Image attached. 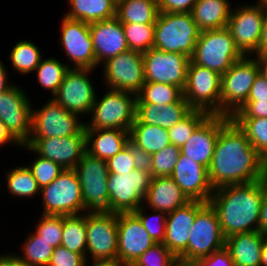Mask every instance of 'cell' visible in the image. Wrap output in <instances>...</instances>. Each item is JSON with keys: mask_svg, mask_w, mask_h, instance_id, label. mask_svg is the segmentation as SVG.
<instances>
[{"mask_svg": "<svg viewBox=\"0 0 267 266\" xmlns=\"http://www.w3.org/2000/svg\"><path fill=\"white\" fill-rule=\"evenodd\" d=\"M266 190L267 178L223 186L213 191L209 203L217 213L225 238L258 231L261 201Z\"/></svg>", "mask_w": 267, "mask_h": 266, "instance_id": "2", "label": "cell"}, {"mask_svg": "<svg viewBox=\"0 0 267 266\" xmlns=\"http://www.w3.org/2000/svg\"><path fill=\"white\" fill-rule=\"evenodd\" d=\"M267 53V3H264V17L259 44V54Z\"/></svg>", "mask_w": 267, "mask_h": 266, "instance_id": "57", "label": "cell"}, {"mask_svg": "<svg viewBox=\"0 0 267 266\" xmlns=\"http://www.w3.org/2000/svg\"><path fill=\"white\" fill-rule=\"evenodd\" d=\"M86 259L62 245L54 248L47 266H85Z\"/></svg>", "mask_w": 267, "mask_h": 266, "instance_id": "48", "label": "cell"}, {"mask_svg": "<svg viewBox=\"0 0 267 266\" xmlns=\"http://www.w3.org/2000/svg\"><path fill=\"white\" fill-rule=\"evenodd\" d=\"M260 266H267V238L263 240V245L261 248V261Z\"/></svg>", "mask_w": 267, "mask_h": 266, "instance_id": "61", "label": "cell"}, {"mask_svg": "<svg viewBox=\"0 0 267 266\" xmlns=\"http://www.w3.org/2000/svg\"><path fill=\"white\" fill-rule=\"evenodd\" d=\"M141 205L136 211L133 213L140 219L142 225L149 233L150 237L156 243H163L166 236V216L167 214L162 211L154 210L155 214L150 216H146L145 209ZM155 219V220H154ZM155 222V223H154ZM154 223V224H153Z\"/></svg>", "mask_w": 267, "mask_h": 266, "instance_id": "47", "label": "cell"}, {"mask_svg": "<svg viewBox=\"0 0 267 266\" xmlns=\"http://www.w3.org/2000/svg\"><path fill=\"white\" fill-rule=\"evenodd\" d=\"M41 157L52 160L64 169H74L86 152V135L63 138H29L21 145Z\"/></svg>", "mask_w": 267, "mask_h": 266, "instance_id": "20", "label": "cell"}, {"mask_svg": "<svg viewBox=\"0 0 267 266\" xmlns=\"http://www.w3.org/2000/svg\"><path fill=\"white\" fill-rule=\"evenodd\" d=\"M117 233V262L123 266H131L156 243L133 212L117 213Z\"/></svg>", "mask_w": 267, "mask_h": 266, "instance_id": "21", "label": "cell"}, {"mask_svg": "<svg viewBox=\"0 0 267 266\" xmlns=\"http://www.w3.org/2000/svg\"><path fill=\"white\" fill-rule=\"evenodd\" d=\"M9 55L13 68L22 75L34 72L42 59L39 48L26 40L17 42Z\"/></svg>", "mask_w": 267, "mask_h": 266, "instance_id": "37", "label": "cell"}, {"mask_svg": "<svg viewBox=\"0 0 267 266\" xmlns=\"http://www.w3.org/2000/svg\"><path fill=\"white\" fill-rule=\"evenodd\" d=\"M109 173H129L135 169L134 159L130 149L126 146L115 156L106 160Z\"/></svg>", "mask_w": 267, "mask_h": 266, "instance_id": "49", "label": "cell"}, {"mask_svg": "<svg viewBox=\"0 0 267 266\" xmlns=\"http://www.w3.org/2000/svg\"><path fill=\"white\" fill-rule=\"evenodd\" d=\"M73 170L80 182L84 212H109V171L106 160L85 152Z\"/></svg>", "mask_w": 267, "mask_h": 266, "instance_id": "8", "label": "cell"}, {"mask_svg": "<svg viewBox=\"0 0 267 266\" xmlns=\"http://www.w3.org/2000/svg\"><path fill=\"white\" fill-rule=\"evenodd\" d=\"M126 146L130 149L134 159L135 168L152 175V156L137 147L131 141H129Z\"/></svg>", "mask_w": 267, "mask_h": 266, "instance_id": "53", "label": "cell"}, {"mask_svg": "<svg viewBox=\"0 0 267 266\" xmlns=\"http://www.w3.org/2000/svg\"><path fill=\"white\" fill-rule=\"evenodd\" d=\"M256 60L259 65V73L267 79V53L256 54Z\"/></svg>", "mask_w": 267, "mask_h": 266, "instance_id": "60", "label": "cell"}, {"mask_svg": "<svg viewBox=\"0 0 267 266\" xmlns=\"http://www.w3.org/2000/svg\"><path fill=\"white\" fill-rule=\"evenodd\" d=\"M144 200L152 211L158 210L166 214L190 201L170 176L152 177Z\"/></svg>", "mask_w": 267, "mask_h": 266, "instance_id": "26", "label": "cell"}, {"mask_svg": "<svg viewBox=\"0 0 267 266\" xmlns=\"http://www.w3.org/2000/svg\"><path fill=\"white\" fill-rule=\"evenodd\" d=\"M70 68L68 63L64 64L56 58L41 59L40 64L35 69L37 82H39L45 90H51L54 95L59 89L65 73Z\"/></svg>", "mask_w": 267, "mask_h": 266, "instance_id": "39", "label": "cell"}, {"mask_svg": "<svg viewBox=\"0 0 267 266\" xmlns=\"http://www.w3.org/2000/svg\"><path fill=\"white\" fill-rule=\"evenodd\" d=\"M79 115L69 112L52 98L42 108L32 110L30 138H63L71 135H86L85 122Z\"/></svg>", "mask_w": 267, "mask_h": 266, "instance_id": "13", "label": "cell"}, {"mask_svg": "<svg viewBox=\"0 0 267 266\" xmlns=\"http://www.w3.org/2000/svg\"><path fill=\"white\" fill-rule=\"evenodd\" d=\"M200 31L191 13L159 11L153 47L164 52L183 53L191 58Z\"/></svg>", "mask_w": 267, "mask_h": 266, "instance_id": "3", "label": "cell"}, {"mask_svg": "<svg viewBox=\"0 0 267 266\" xmlns=\"http://www.w3.org/2000/svg\"><path fill=\"white\" fill-rule=\"evenodd\" d=\"M103 63V80L109 89L137 94L146 82L141 52L128 50Z\"/></svg>", "mask_w": 267, "mask_h": 266, "instance_id": "15", "label": "cell"}, {"mask_svg": "<svg viewBox=\"0 0 267 266\" xmlns=\"http://www.w3.org/2000/svg\"><path fill=\"white\" fill-rule=\"evenodd\" d=\"M266 236L259 231L237 233L225 239L234 266H260L261 248Z\"/></svg>", "mask_w": 267, "mask_h": 266, "instance_id": "28", "label": "cell"}, {"mask_svg": "<svg viewBox=\"0 0 267 266\" xmlns=\"http://www.w3.org/2000/svg\"><path fill=\"white\" fill-rule=\"evenodd\" d=\"M22 249V253H24V255L19 257L28 265L47 266L54 247L51 243L46 242L34 232L26 238Z\"/></svg>", "mask_w": 267, "mask_h": 266, "instance_id": "41", "label": "cell"}, {"mask_svg": "<svg viewBox=\"0 0 267 266\" xmlns=\"http://www.w3.org/2000/svg\"><path fill=\"white\" fill-rule=\"evenodd\" d=\"M243 56L221 75L220 115L232 117L247 101L259 65L253 56Z\"/></svg>", "mask_w": 267, "mask_h": 266, "instance_id": "7", "label": "cell"}, {"mask_svg": "<svg viewBox=\"0 0 267 266\" xmlns=\"http://www.w3.org/2000/svg\"><path fill=\"white\" fill-rule=\"evenodd\" d=\"M86 239V261L117 262V213L86 212Z\"/></svg>", "mask_w": 267, "mask_h": 266, "instance_id": "11", "label": "cell"}, {"mask_svg": "<svg viewBox=\"0 0 267 266\" xmlns=\"http://www.w3.org/2000/svg\"><path fill=\"white\" fill-rule=\"evenodd\" d=\"M209 115L210 114L206 111L192 109L182 120L168 129L171 144L181 148L193 134L195 129Z\"/></svg>", "mask_w": 267, "mask_h": 266, "instance_id": "42", "label": "cell"}, {"mask_svg": "<svg viewBox=\"0 0 267 266\" xmlns=\"http://www.w3.org/2000/svg\"><path fill=\"white\" fill-rule=\"evenodd\" d=\"M27 167L32 172L40 188L49 185L64 171V168L60 165L40 155Z\"/></svg>", "mask_w": 267, "mask_h": 266, "instance_id": "46", "label": "cell"}, {"mask_svg": "<svg viewBox=\"0 0 267 266\" xmlns=\"http://www.w3.org/2000/svg\"><path fill=\"white\" fill-rule=\"evenodd\" d=\"M221 75L216 71L194 64H188L183 97L192 109L220 115Z\"/></svg>", "mask_w": 267, "mask_h": 266, "instance_id": "10", "label": "cell"}, {"mask_svg": "<svg viewBox=\"0 0 267 266\" xmlns=\"http://www.w3.org/2000/svg\"><path fill=\"white\" fill-rule=\"evenodd\" d=\"M86 152L99 159L107 160L130 141L129 131L119 129L85 130Z\"/></svg>", "mask_w": 267, "mask_h": 266, "instance_id": "29", "label": "cell"}, {"mask_svg": "<svg viewBox=\"0 0 267 266\" xmlns=\"http://www.w3.org/2000/svg\"><path fill=\"white\" fill-rule=\"evenodd\" d=\"M6 174L7 188L14 197H32L40 194L41 188L27 166H19Z\"/></svg>", "mask_w": 267, "mask_h": 266, "instance_id": "38", "label": "cell"}, {"mask_svg": "<svg viewBox=\"0 0 267 266\" xmlns=\"http://www.w3.org/2000/svg\"><path fill=\"white\" fill-rule=\"evenodd\" d=\"M90 123L85 130L119 129L130 131L136 118V94L107 89L102 99H95L91 108Z\"/></svg>", "mask_w": 267, "mask_h": 266, "instance_id": "4", "label": "cell"}, {"mask_svg": "<svg viewBox=\"0 0 267 266\" xmlns=\"http://www.w3.org/2000/svg\"><path fill=\"white\" fill-rule=\"evenodd\" d=\"M87 263L89 264V262L86 261L85 266H88ZM90 266H123V265L114 261H93V263Z\"/></svg>", "mask_w": 267, "mask_h": 266, "instance_id": "62", "label": "cell"}, {"mask_svg": "<svg viewBox=\"0 0 267 266\" xmlns=\"http://www.w3.org/2000/svg\"><path fill=\"white\" fill-rule=\"evenodd\" d=\"M205 204L190 200L166 216V236L163 244L178 258L187 248L190 229L196 212Z\"/></svg>", "mask_w": 267, "mask_h": 266, "instance_id": "25", "label": "cell"}, {"mask_svg": "<svg viewBox=\"0 0 267 266\" xmlns=\"http://www.w3.org/2000/svg\"><path fill=\"white\" fill-rule=\"evenodd\" d=\"M267 99V79L260 73L254 79L247 100Z\"/></svg>", "mask_w": 267, "mask_h": 266, "instance_id": "54", "label": "cell"}, {"mask_svg": "<svg viewBox=\"0 0 267 266\" xmlns=\"http://www.w3.org/2000/svg\"><path fill=\"white\" fill-rule=\"evenodd\" d=\"M172 266H193V263L191 262H184V261H181V260H176Z\"/></svg>", "mask_w": 267, "mask_h": 266, "instance_id": "63", "label": "cell"}, {"mask_svg": "<svg viewBox=\"0 0 267 266\" xmlns=\"http://www.w3.org/2000/svg\"><path fill=\"white\" fill-rule=\"evenodd\" d=\"M60 43L66 56L74 64L72 68H96V57L89 24L63 16Z\"/></svg>", "mask_w": 267, "mask_h": 266, "instance_id": "19", "label": "cell"}, {"mask_svg": "<svg viewBox=\"0 0 267 266\" xmlns=\"http://www.w3.org/2000/svg\"><path fill=\"white\" fill-rule=\"evenodd\" d=\"M68 2L71 8L64 16L87 24L116 16L117 0H68Z\"/></svg>", "mask_w": 267, "mask_h": 266, "instance_id": "31", "label": "cell"}, {"mask_svg": "<svg viewBox=\"0 0 267 266\" xmlns=\"http://www.w3.org/2000/svg\"><path fill=\"white\" fill-rule=\"evenodd\" d=\"M151 180V174L136 168L129 173H109V212L129 213L136 211L141 205L144 206V197Z\"/></svg>", "mask_w": 267, "mask_h": 266, "instance_id": "9", "label": "cell"}, {"mask_svg": "<svg viewBox=\"0 0 267 266\" xmlns=\"http://www.w3.org/2000/svg\"><path fill=\"white\" fill-rule=\"evenodd\" d=\"M40 192L43 214L69 216L84 211L80 182L73 169H64L49 185L42 187Z\"/></svg>", "mask_w": 267, "mask_h": 266, "instance_id": "12", "label": "cell"}, {"mask_svg": "<svg viewBox=\"0 0 267 266\" xmlns=\"http://www.w3.org/2000/svg\"><path fill=\"white\" fill-rule=\"evenodd\" d=\"M232 117H267V99L247 100Z\"/></svg>", "mask_w": 267, "mask_h": 266, "instance_id": "50", "label": "cell"}, {"mask_svg": "<svg viewBox=\"0 0 267 266\" xmlns=\"http://www.w3.org/2000/svg\"><path fill=\"white\" fill-rule=\"evenodd\" d=\"M129 50L145 53L153 47L155 23H122Z\"/></svg>", "mask_w": 267, "mask_h": 266, "instance_id": "40", "label": "cell"}, {"mask_svg": "<svg viewBox=\"0 0 267 266\" xmlns=\"http://www.w3.org/2000/svg\"><path fill=\"white\" fill-rule=\"evenodd\" d=\"M0 266H31L24 262L19 255L8 254L0 255Z\"/></svg>", "mask_w": 267, "mask_h": 266, "instance_id": "56", "label": "cell"}, {"mask_svg": "<svg viewBox=\"0 0 267 266\" xmlns=\"http://www.w3.org/2000/svg\"><path fill=\"white\" fill-rule=\"evenodd\" d=\"M225 239L217 213L207 202L196 212L194 224L190 229L188 246L177 259L191 263L202 260L225 247Z\"/></svg>", "mask_w": 267, "mask_h": 266, "instance_id": "6", "label": "cell"}, {"mask_svg": "<svg viewBox=\"0 0 267 266\" xmlns=\"http://www.w3.org/2000/svg\"><path fill=\"white\" fill-rule=\"evenodd\" d=\"M157 0H117L116 17L121 23H156Z\"/></svg>", "mask_w": 267, "mask_h": 266, "instance_id": "33", "label": "cell"}, {"mask_svg": "<svg viewBox=\"0 0 267 266\" xmlns=\"http://www.w3.org/2000/svg\"><path fill=\"white\" fill-rule=\"evenodd\" d=\"M35 233L55 248L61 245L63 215L42 214Z\"/></svg>", "mask_w": 267, "mask_h": 266, "instance_id": "44", "label": "cell"}, {"mask_svg": "<svg viewBox=\"0 0 267 266\" xmlns=\"http://www.w3.org/2000/svg\"><path fill=\"white\" fill-rule=\"evenodd\" d=\"M7 70L6 67L3 65L2 61L0 60V94L6 92L11 87L14 86V84L8 83V76H7Z\"/></svg>", "mask_w": 267, "mask_h": 266, "instance_id": "59", "label": "cell"}, {"mask_svg": "<svg viewBox=\"0 0 267 266\" xmlns=\"http://www.w3.org/2000/svg\"><path fill=\"white\" fill-rule=\"evenodd\" d=\"M231 9L229 0H197L191 14L203 32L227 27Z\"/></svg>", "mask_w": 267, "mask_h": 266, "instance_id": "30", "label": "cell"}, {"mask_svg": "<svg viewBox=\"0 0 267 266\" xmlns=\"http://www.w3.org/2000/svg\"><path fill=\"white\" fill-rule=\"evenodd\" d=\"M86 244V212L81 215H63L61 245L86 259Z\"/></svg>", "mask_w": 267, "mask_h": 266, "instance_id": "34", "label": "cell"}, {"mask_svg": "<svg viewBox=\"0 0 267 266\" xmlns=\"http://www.w3.org/2000/svg\"><path fill=\"white\" fill-rule=\"evenodd\" d=\"M176 260L177 257L163 243H155L131 266H172Z\"/></svg>", "mask_w": 267, "mask_h": 266, "instance_id": "45", "label": "cell"}, {"mask_svg": "<svg viewBox=\"0 0 267 266\" xmlns=\"http://www.w3.org/2000/svg\"><path fill=\"white\" fill-rule=\"evenodd\" d=\"M14 144L18 145L20 147L21 145L10 135V133L7 131L6 126L4 123L0 120V146L4 144Z\"/></svg>", "mask_w": 267, "mask_h": 266, "instance_id": "58", "label": "cell"}, {"mask_svg": "<svg viewBox=\"0 0 267 266\" xmlns=\"http://www.w3.org/2000/svg\"><path fill=\"white\" fill-rule=\"evenodd\" d=\"M243 56L236 47L230 30L225 27L200 32L190 60L223 75Z\"/></svg>", "mask_w": 267, "mask_h": 266, "instance_id": "5", "label": "cell"}, {"mask_svg": "<svg viewBox=\"0 0 267 266\" xmlns=\"http://www.w3.org/2000/svg\"><path fill=\"white\" fill-rule=\"evenodd\" d=\"M93 69L70 68L64 75L57 92L51 97L69 112L81 115L89 114L96 99L93 83L89 74Z\"/></svg>", "mask_w": 267, "mask_h": 266, "instance_id": "16", "label": "cell"}, {"mask_svg": "<svg viewBox=\"0 0 267 266\" xmlns=\"http://www.w3.org/2000/svg\"><path fill=\"white\" fill-rule=\"evenodd\" d=\"M263 17L264 3L260 1H257L256 5L246 4L241 8H234V11L231 9L227 28L236 47L244 56L259 54Z\"/></svg>", "mask_w": 267, "mask_h": 266, "instance_id": "14", "label": "cell"}, {"mask_svg": "<svg viewBox=\"0 0 267 266\" xmlns=\"http://www.w3.org/2000/svg\"><path fill=\"white\" fill-rule=\"evenodd\" d=\"M191 110L192 108L184 97L178 102L169 103L167 105L136 103V118L141 123L170 129L182 120Z\"/></svg>", "mask_w": 267, "mask_h": 266, "instance_id": "27", "label": "cell"}, {"mask_svg": "<svg viewBox=\"0 0 267 266\" xmlns=\"http://www.w3.org/2000/svg\"><path fill=\"white\" fill-rule=\"evenodd\" d=\"M189 62L190 58L183 53L164 52L152 47L143 53L145 81L174 85L183 90Z\"/></svg>", "mask_w": 267, "mask_h": 266, "instance_id": "18", "label": "cell"}, {"mask_svg": "<svg viewBox=\"0 0 267 266\" xmlns=\"http://www.w3.org/2000/svg\"><path fill=\"white\" fill-rule=\"evenodd\" d=\"M267 162V117H231Z\"/></svg>", "mask_w": 267, "mask_h": 266, "instance_id": "36", "label": "cell"}, {"mask_svg": "<svg viewBox=\"0 0 267 266\" xmlns=\"http://www.w3.org/2000/svg\"><path fill=\"white\" fill-rule=\"evenodd\" d=\"M183 97V90L178 86L158 82H145L136 94V103L167 105L178 102Z\"/></svg>", "mask_w": 267, "mask_h": 266, "instance_id": "35", "label": "cell"}, {"mask_svg": "<svg viewBox=\"0 0 267 266\" xmlns=\"http://www.w3.org/2000/svg\"><path fill=\"white\" fill-rule=\"evenodd\" d=\"M180 153V147L170 144L152 154V177L171 176Z\"/></svg>", "mask_w": 267, "mask_h": 266, "instance_id": "43", "label": "cell"}, {"mask_svg": "<svg viewBox=\"0 0 267 266\" xmlns=\"http://www.w3.org/2000/svg\"><path fill=\"white\" fill-rule=\"evenodd\" d=\"M230 119L224 115H209L180 148L181 153L208 169L220 129Z\"/></svg>", "mask_w": 267, "mask_h": 266, "instance_id": "22", "label": "cell"}, {"mask_svg": "<svg viewBox=\"0 0 267 266\" xmlns=\"http://www.w3.org/2000/svg\"><path fill=\"white\" fill-rule=\"evenodd\" d=\"M170 177L189 200L209 202L214 189L205 166L180 153Z\"/></svg>", "mask_w": 267, "mask_h": 266, "instance_id": "23", "label": "cell"}, {"mask_svg": "<svg viewBox=\"0 0 267 266\" xmlns=\"http://www.w3.org/2000/svg\"><path fill=\"white\" fill-rule=\"evenodd\" d=\"M260 2H263V3H267V0H258Z\"/></svg>", "mask_w": 267, "mask_h": 266, "instance_id": "64", "label": "cell"}, {"mask_svg": "<svg viewBox=\"0 0 267 266\" xmlns=\"http://www.w3.org/2000/svg\"><path fill=\"white\" fill-rule=\"evenodd\" d=\"M161 12L191 13L197 0H157Z\"/></svg>", "mask_w": 267, "mask_h": 266, "instance_id": "52", "label": "cell"}, {"mask_svg": "<svg viewBox=\"0 0 267 266\" xmlns=\"http://www.w3.org/2000/svg\"><path fill=\"white\" fill-rule=\"evenodd\" d=\"M130 141L152 155L171 144L168 129L141 123L137 118L129 131Z\"/></svg>", "mask_w": 267, "mask_h": 266, "instance_id": "32", "label": "cell"}, {"mask_svg": "<svg viewBox=\"0 0 267 266\" xmlns=\"http://www.w3.org/2000/svg\"><path fill=\"white\" fill-rule=\"evenodd\" d=\"M25 91L14 85L0 94V120L10 135L25 145L32 131V104Z\"/></svg>", "mask_w": 267, "mask_h": 266, "instance_id": "17", "label": "cell"}, {"mask_svg": "<svg viewBox=\"0 0 267 266\" xmlns=\"http://www.w3.org/2000/svg\"><path fill=\"white\" fill-rule=\"evenodd\" d=\"M258 231L267 236V190L263 194L260 207V217L258 222Z\"/></svg>", "mask_w": 267, "mask_h": 266, "instance_id": "55", "label": "cell"}, {"mask_svg": "<svg viewBox=\"0 0 267 266\" xmlns=\"http://www.w3.org/2000/svg\"><path fill=\"white\" fill-rule=\"evenodd\" d=\"M213 189L267 178V162L230 119L221 129L208 167Z\"/></svg>", "mask_w": 267, "mask_h": 266, "instance_id": "1", "label": "cell"}, {"mask_svg": "<svg viewBox=\"0 0 267 266\" xmlns=\"http://www.w3.org/2000/svg\"><path fill=\"white\" fill-rule=\"evenodd\" d=\"M92 44L96 57V67L107 59L129 50L122 23L115 16L89 24Z\"/></svg>", "mask_w": 267, "mask_h": 266, "instance_id": "24", "label": "cell"}, {"mask_svg": "<svg viewBox=\"0 0 267 266\" xmlns=\"http://www.w3.org/2000/svg\"><path fill=\"white\" fill-rule=\"evenodd\" d=\"M192 263L193 266H234L233 260L225 247L204 257L202 260Z\"/></svg>", "mask_w": 267, "mask_h": 266, "instance_id": "51", "label": "cell"}]
</instances>
